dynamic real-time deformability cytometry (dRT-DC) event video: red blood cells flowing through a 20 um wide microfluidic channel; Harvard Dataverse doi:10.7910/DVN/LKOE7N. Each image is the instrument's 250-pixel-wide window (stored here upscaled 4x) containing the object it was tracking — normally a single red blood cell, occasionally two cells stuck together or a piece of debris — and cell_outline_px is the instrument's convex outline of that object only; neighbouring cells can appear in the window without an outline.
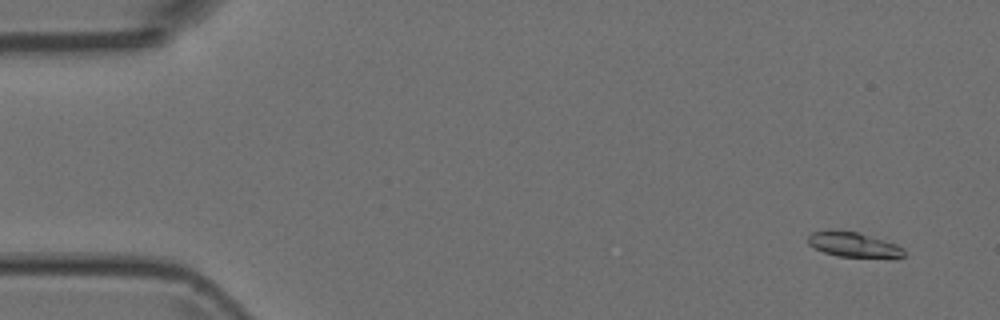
{"species": "Egyptian fruit bat (a non-hibernating species)", "species_latin": "Rousettus aegyptiacus", "temperature_condition": "room temperature", "stored_images_in_passage": 4, "camera_frame_rate_fps": 3000, "um_per_image_px": 0.085, "animal": {"sex": "female"}, "frame": {"image": 1, "passage_image": 1, "time_ms": 0.0, "image_size_px": [1000, 320], "cell_outline_px": [[904, 256], [836, 256], [824, 252], [808, 244], [808, 236], [812, 232], [860, 232], [896, 244], [904, 248]], "centroid_in_image_um": [72.54, 20.79], "position_along_channel_um": 12.5, "area_um2": 13.12}}
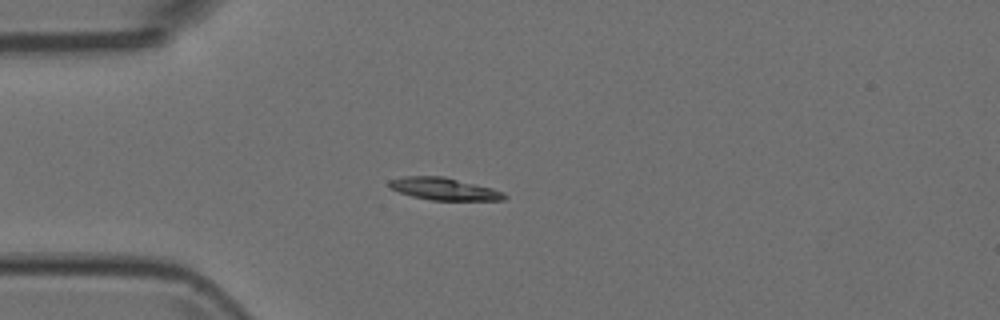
{"frame": {"image": 2, "passage_image": 4, "time_ms": 1.0, "image_size_px": [1000, 320], "cell_outline_px": [[508, 196], [504, 200], [432, 200], [412, 196], [388, 188], [388, 180], [404, 176], [444, 176], [492, 188], [504, 192]], "centroid_in_image_um": [37.73, 16.05], "position_along_channel_um": 47.3, "area_um2": 15.03}}